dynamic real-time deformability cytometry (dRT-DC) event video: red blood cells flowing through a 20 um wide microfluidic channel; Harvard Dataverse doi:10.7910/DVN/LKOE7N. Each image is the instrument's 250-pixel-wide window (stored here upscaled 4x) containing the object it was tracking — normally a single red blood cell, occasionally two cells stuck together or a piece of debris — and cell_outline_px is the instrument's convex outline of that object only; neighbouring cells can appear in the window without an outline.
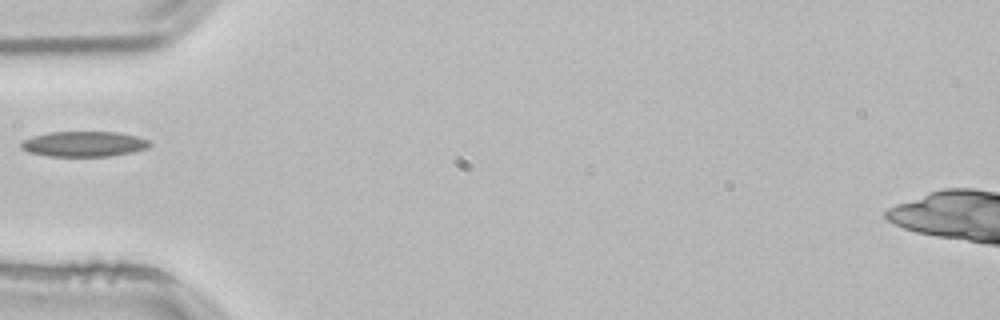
{"species": "common noctule bat (a hibernating species)", "species_latin": "Nyctalus noctula", "temperature_condition": "room temperature", "stored_images_in_passage": 34, "camera_frame_rate_fps": 3000, "um_per_image_px": 0.085, "animal": {"sex": "male", "body_mass_g": 21.5, "forearm_length_mm": 52.0}, "frame": {"image": 1, "passage_image": 1, "time_ms": 0.0, "image_size_px": [1000, 320], "cell_outline_px": [[152, 144], [148, 148], [132, 152], [108, 156], [48, 156], [28, 152], [20, 148], [20, 140], [32, 136], [48, 132], [116, 132], [136, 136], [148, 140]], "centroid_in_image_um": [7.08, 12.23], "position_along_channel_um": 77.9, "area_um2": 19.07}}
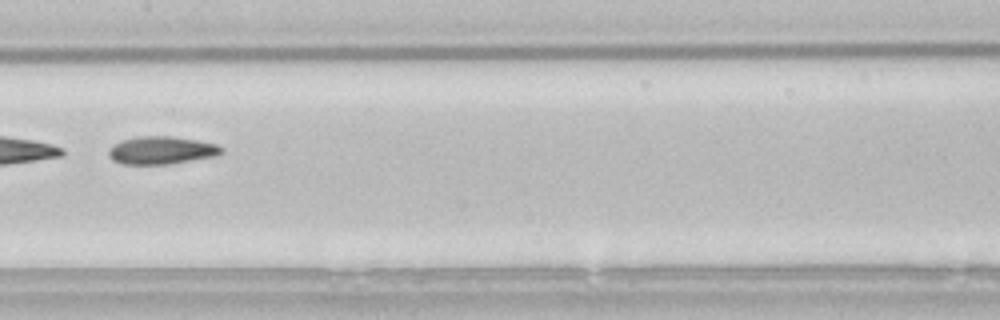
{"frame": {"image": 2, "passage_image": 10, "time_ms": 3.0, "image_size_px": [1000, 320], "cell_outline_px": [[224, 152], [216, 156], [168, 164], [120, 164], [112, 160], [108, 156], [108, 152], [120, 140], [140, 136], [172, 136], [200, 140], [216, 144], [224, 148]], "centroid_in_image_um": [13.76, 12.77], "position_along_channel_um": 193.6, "area_um2": 18.38}}